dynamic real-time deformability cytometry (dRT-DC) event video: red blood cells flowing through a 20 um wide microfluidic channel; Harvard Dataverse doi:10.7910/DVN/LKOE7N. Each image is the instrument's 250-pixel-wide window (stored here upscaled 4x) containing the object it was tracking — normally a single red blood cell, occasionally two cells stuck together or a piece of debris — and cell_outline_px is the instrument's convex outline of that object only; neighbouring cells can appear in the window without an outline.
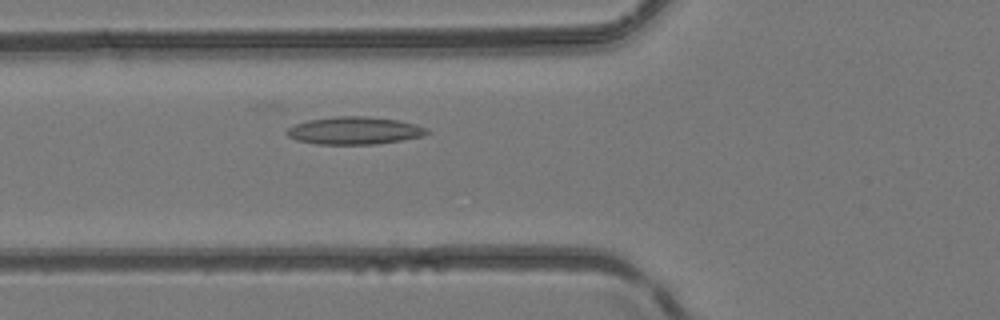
{"species": "common noctule bat (a hibernating species)", "species_latin": "Nyctalus noctula", "temperature_condition": "room temperature", "stored_images_in_passage": 44, "camera_frame_rate_fps": 3000, "um_per_image_px": 0.085, "animal": {"sex": "female", "body_mass_g": 24.6, "forearm_length_mm": 56.2}, "frame": {"image": 1, "passage_image": 14, "time_ms": 4.333, "image_size_px": [1000, 320], "cell_outline_px": [[432, 132], [424, 136], [376, 144], [316, 144], [296, 140], [288, 136], [284, 132], [288, 128], [296, 124], [308, 120], [336, 116], [364, 116], [396, 120], [416, 124], [428, 128]], "centroid_in_image_um": [30.14, 11.1], "position_along_channel_um": 95.7, "area_um2": 22.54}}
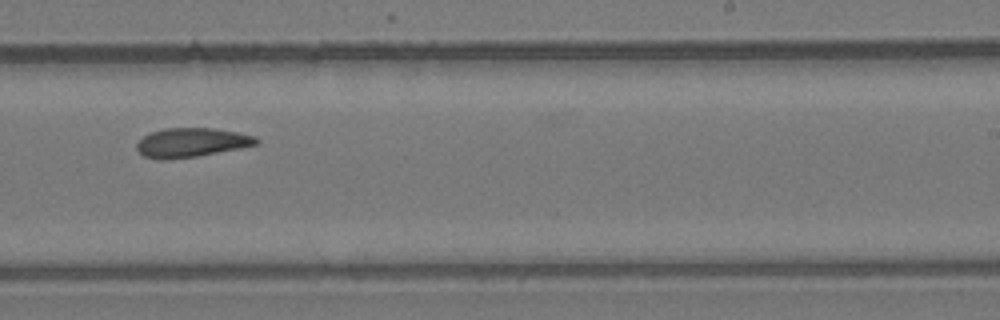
{"frame": {"image": 2, "passage_image": 26, "time_ms": 8.333, "image_size_px": [1000, 320], "cell_outline_px": [[260, 144], [240, 148], [196, 156], [164, 160], [160, 160], [144, 156], [136, 148], [136, 144], [144, 136], [152, 132], [164, 128], [212, 128], [236, 132], [256, 136], [260, 140]], "centroid_in_image_um": [16.3, 12.11], "position_along_channel_um": 272.7, "area_um2": 20.23}}
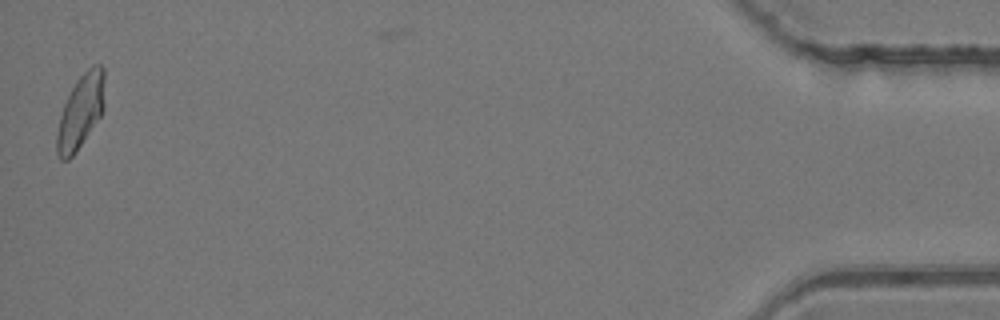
{"frame": {"image": 3, "passage_image": 43, "time_ms": 14.0, "image_size_px": [1000, 320], "cell_outline_px": [[104, 108], [100, 116], [76, 152], [68, 160], [60, 160], [56, 152], [56, 136], [60, 116], [64, 104], [76, 80], [92, 64], [100, 64], [104, 68]], "centroid_in_image_um": [6.85, 9.47], "position_along_channel_um": 428.3, "area_um2": 20.52}}